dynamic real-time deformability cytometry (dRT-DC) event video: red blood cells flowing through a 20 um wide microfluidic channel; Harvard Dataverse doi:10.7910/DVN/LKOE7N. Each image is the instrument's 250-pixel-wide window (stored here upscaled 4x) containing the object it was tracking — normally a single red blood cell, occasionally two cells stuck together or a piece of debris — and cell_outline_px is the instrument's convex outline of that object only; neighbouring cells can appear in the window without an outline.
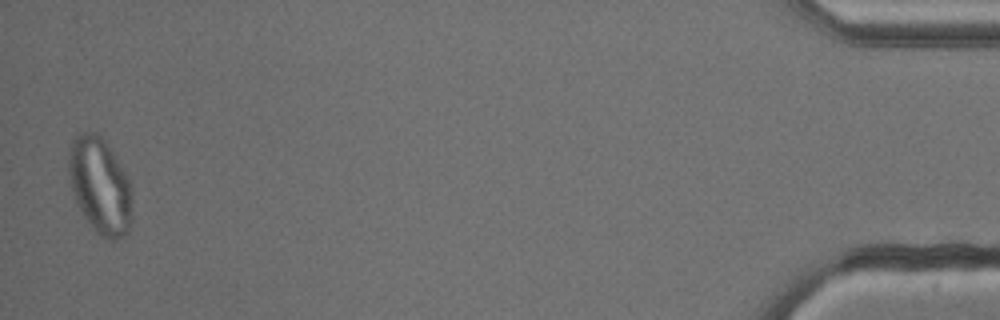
{"species": "common noctule bat (a hibernating species)", "species_latin": "Nyctalus noctula", "temperature_condition": "cold", "stored_images_in_passage": 15, "camera_frame_rate_fps": 3000, "um_per_image_px": 0.085, "animal": {"sex": "male", "body_mass_g": 13.3}, "frame": {"image": 1, "passage_image": 15, "time_ms": 17.667, "image_size_px": [1000, 320], "cell_outline_px": [[132, 216], [128, 232], [116, 240], [108, 240], [100, 236], [92, 228], [76, 204], [68, 172], [68, 148], [76, 132], [96, 132], [108, 144], [124, 172], [132, 188]], "centroid_in_image_um": [8.49, 15.78], "position_along_channel_um": 426.7, "area_um2": 36.01}}